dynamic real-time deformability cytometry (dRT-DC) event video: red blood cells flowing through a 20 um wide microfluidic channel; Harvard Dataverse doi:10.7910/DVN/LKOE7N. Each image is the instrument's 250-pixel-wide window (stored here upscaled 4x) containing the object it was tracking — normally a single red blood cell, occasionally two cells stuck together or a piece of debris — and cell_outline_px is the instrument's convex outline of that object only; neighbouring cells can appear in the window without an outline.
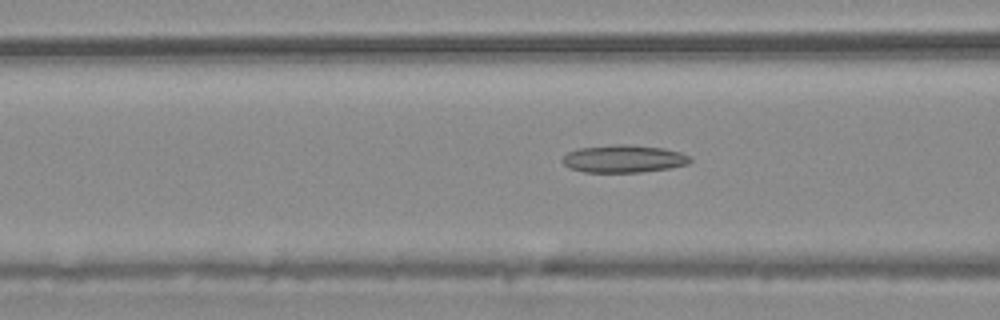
{"species": "common noctule bat (a hibernating species)", "species_latin": "Nyctalus noctula", "temperature_condition": "warm", "stored_images_in_passage": 55, "camera_frame_rate_fps": 3000, "um_per_image_px": 0.085, "animal": {"sex": "male", "body_mass_g": 20.4}, "frame": {"image": 1, "passage_image": 22, "time_ms": 7.0, "image_size_px": [1000, 320], "cell_outline_px": [[692, 160], [688, 164], [668, 168], [640, 172], [584, 172], [568, 168], [560, 160], [568, 152], [580, 148], [616, 144], [624, 144], [664, 148], [680, 152], [688, 156]], "centroid_in_image_um": [52.98, 13.5], "position_along_channel_um": 113.6, "area_um2": 20.46}}
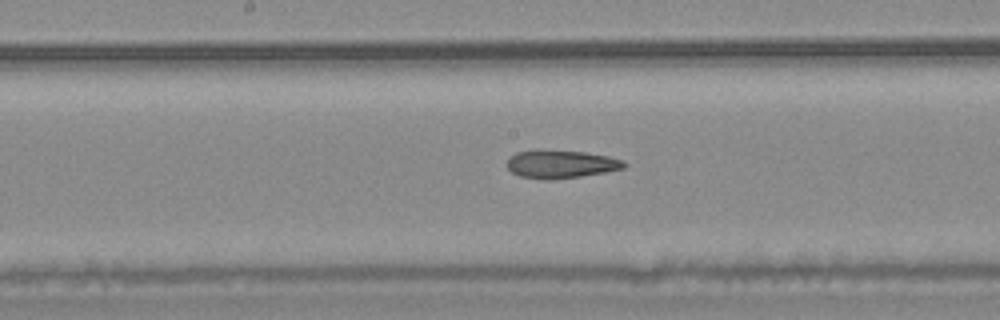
{"frame": {"image": 2, "passage_image": 29, "time_ms": 9.333, "image_size_px": [1000, 320], "cell_outline_px": [[628, 164], [624, 168], [604, 172], [580, 176], [552, 180], [548, 180], [520, 176], [512, 172], [508, 168], [508, 160], [516, 152], [584, 152], [608, 156], [624, 160]], "centroid_in_image_um": [47.74, 13.99], "position_along_channel_um": 200.5, "area_um2": 18.38}}
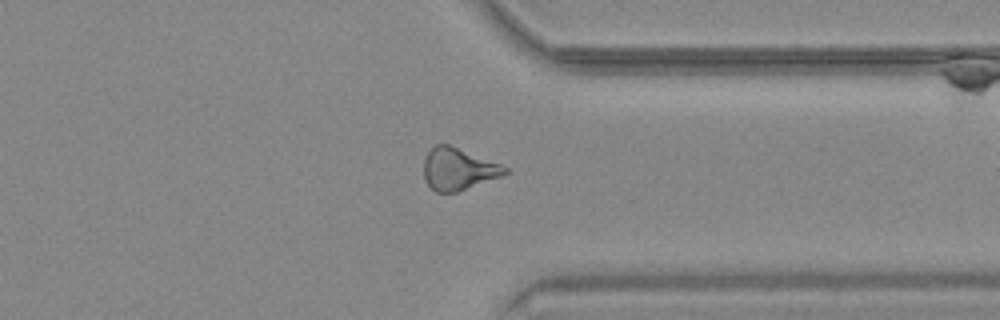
{"frame": {"image": 3, "passage_image": 43, "time_ms": 14.0, "image_size_px": [1000, 320], "cell_outline_px": [[508, 172], [500, 176], [456, 192], [436, 192], [428, 184], [424, 176], [424, 156], [436, 144], [448, 144], [500, 164], [508, 168]], "centroid_in_image_um": [38.92, 14.36], "position_along_channel_um": 372.5, "area_um2": 19.42}, "authors_computed_cell_mechanics": {"area_um2": 20.4612, "velocity_mm_per_s": 3.7234, "shape_relaxation_time_tau1_ms": null, "shape_relaxation_time_tau2_ms": 7.9938, "deformation_change_tau1": null, "deformation_change_tau2": 0.2217}}